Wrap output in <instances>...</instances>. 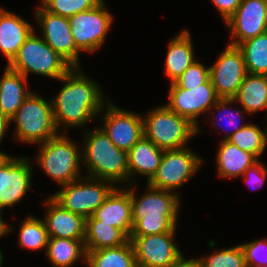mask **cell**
Segmentation results:
<instances>
[{"label": "cell", "instance_id": "1", "mask_svg": "<svg viewBox=\"0 0 267 267\" xmlns=\"http://www.w3.org/2000/svg\"><path fill=\"white\" fill-rule=\"evenodd\" d=\"M59 80L66 84L58 96L51 100L57 128L61 123L65 127L83 125L104 108L102 91L98 84L80 73L79 67H72Z\"/></svg>", "mask_w": 267, "mask_h": 267}, {"label": "cell", "instance_id": "2", "mask_svg": "<svg viewBox=\"0 0 267 267\" xmlns=\"http://www.w3.org/2000/svg\"><path fill=\"white\" fill-rule=\"evenodd\" d=\"M147 187V193L139 199L135 198L134 190H130L133 220L131 236L175 232L179 208L178 195L171 191Z\"/></svg>", "mask_w": 267, "mask_h": 267}, {"label": "cell", "instance_id": "3", "mask_svg": "<svg viewBox=\"0 0 267 267\" xmlns=\"http://www.w3.org/2000/svg\"><path fill=\"white\" fill-rule=\"evenodd\" d=\"M87 139L82 156L89 169V177L112 184L130 181L128 151L117 148L101 128L94 130Z\"/></svg>", "mask_w": 267, "mask_h": 267}, {"label": "cell", "instance_id": "4", "mask_svg": "<svg viewBox=\"0 0 267 267\" xmlns=\"http://www.w3.org/2000/svg\"><path fill=\"white\" fill-rule=\"evenodd\" d=\"M148 115L142 118L144 137L164 151L184 148L188 140L199 132L190 120L173 112L166 105Z\"/></svg>", "mask_w": 267, "mask_h": 267}, {"label": "cell", "instance_id": "5", "mask_svg": "<svg viewBox=\"0 0 267 267\" xmlns=\"http://www.w3.org/2000/svg\"><path fill=\"white\" fill-rule=\"evenodd\" d=\"M7 65L26 78L29 72H33L58 80L72 68L43 39L37 37L34 31L19 48L13 61Z\"/></svg>", "mask_w": 267, "mask_h": 267}, {"label": "cell", "instance_id": "6", "mask_svg": "<svg viewBox=\"0 0 267 267\" xmlns=\"http://www.w3.org/2000/svg\"><path fill=\"white\" fill-rule=\"evenodd\" d=\"M16 123V137L21 142L44 143L57 136L52 103L30 93L10 119Z\"/></svg>", "mask_w": 267, "mask_h": 267}, {"label": "cell", "instance_id": "7", "mask_svg": "<svg viewBox=\"0 0 267 267\" xmlns=\"http://www.w3.org/2000/svg\"><path fill=\"white\" fill-rule=\"evenodd\" d=\"M78 147L66 136H55L41 144L37 162L60 185L78 180Z\"/></svg>", "mask_w": 267, "mask_h": 267}, {"label": "cell", "instance_id": "8", "mask_svg": "<svg viewBox=\"0 0 267 267\" xmlns=\"http://www.w3.org/2000/svg\"><path fill=\"white\" fill-rule=\"evenodd\" d=\"M87 183L79 184L75 180L63 185V189L55 193L52 198L63 208L83 216L85 219L91 217L94 212L103 204L106 197L114 189L113 184L105 185L104 180L95 179L94 183L87 177ZM97 180V183L95 182ZM90 181V182H89ZM102 182V183H99ZM78 183V184H77Z\"/></svg>", "mask_w": 267, "mask_h": 267}, {"label": "cell", "instance_id": "9", "mask_svg": "<svg viewBox=\"0 0 267 267\" xmlns=\"http://www.w3.org/2000/svg\"><path fill=\"white\" fill-rule=\"evenodd\" d=\"M201 162L202 159L186 146L181 149L165 150L157 172L147 185L155 189L173 191L196 173Z\"/></svg>", "mask_w": 267, "mask_h": 267}, {"label": "cell", "instance_id": "10", "mask_svg": "<svg viewBox=\"0 0 267 267\" xmlns=\"http://www.w3.org/2000/svg\"><path fill=\"white\" fill-rule=\"evenodd\" d=\"M103 0L94 8L68 18L79 51L94 52L104 43L113 17L104 9Z\"/></svg>", "mask_w": 267, "mask_h": 267}, {"label": "cell", "instance_id": "11", "mask_svg": "<svg viewBox=\"0 0 267 267\" xmlns=\"http://www.w3.org/2000/svg\"><path fill=\"white\" fill-rule=\"evenodd\" d=\"M209 67L210 81L219 98L233 99L248 74L244 57L238 47L228 45Z\"/></svg>", "mask_w": 267, "mask_h": 267}, {"label": "cell", "instance_id": "12", "mask_svg": "<svg viewBox=\"0 0 267 267\" xmlns=\"http://www.w3.org/2000/svg\"><path fill=\"white\" fill-rule=\"evenodd\" d=\"M175 232L130 236L138 267H170L182 253L173 243Z\"/></svg>", "mask_w": 267, "mask_h": 267}, {"label": "cell", "instance_id": "13", "mask_svg": "<svg viewBox=\"0 0 267 267\" xmlns=\"http://www.w3.org/2000/svg\"><path fill=\"white\" fill-rule=\"evenodd\" d=\"M219 99L210 79L198 87H179L173 82L169 93L170 102L166 106L198 127L197 117L212 108Z\"/></svg>", "mask_w": 267, "mask_h": 267}, {"label": "cell", "instance_id": "14", "mask_svg": "<svg viewBox=\"0 0 267 267\" xmlns=\"http://www.w3.org/2000/svg\"><path fill=\"white\" fill-rule=\"evenodd\" d=\"M226 24L232 29L229 45L235 47L267 32V0H242Z\"/></svg>", "mask_w": 267, "mask_h": 267}, {"label": "cell", "instance_id": "15", "mask_svg": "<svg viewBox=\"0 0 267 267\" xmlns=\"http://www.w3.org/2000/svg\"><path fill=\"white\" fill-rule=\"evenodd\" d=\"M43 29L44 41L73 68L79 66V50L76 48L68 18L55 15L40 7L36 11Z\"/></svg>", "mask_w": 267, "mask_h": 267}, {"label": "cell", "instance_id": "16", "mask_svg": "<svg viewBox=\"0 0 267 267\" xmlns=\"http://www.w3.org/2000/svg\"><path fill=\"white\" fill-rule=\"evenodd\" d=\"M29 158H12L5 155L0 160V210L13 207L31 187Z\"/></svg>", "mask_w": 267, "mask_h": 267}, {"label": "cell", "instance_id": "17", "mask_svg": "<svg viewBox=\"0 0 267 267\" xmlns=\"http://www.w3.org/2000/svg\"><path fill=\"white\" fill-rule=\"evenodd\" d=\"M104 127L106 133L115 146L129 151L143 136V119L139 115L120 110L111 103L108 104Z\"/></svg>", "mask_w": 267, "mask_h": 267}, {"label": "cell", "instance_id": "18", "mask_svg": "<svg viewBox=\"0 0 267 267\" xmlns=\"http://www.w3.org/2000/svg\"><path fill=\"white\" fill-rule=\"evenodd\" d=\"M49 206L44 220L49 238L85 239L86 219L57 203L52 197L45 202Z\"/></svg>", "mask_w": 267, "mask_h": 267}, {"label": "cell", "instance_id": "19", "mask_svg": "<svg viewBox=\"0 0 267 267\" xmlns=\"http://www.w3.org/2000/svg\"><path fill=\"white\" fill-rule=\"evenodd\" d=\"M95 219L122 230L128 237L133 230L130 191L114 187L103 204L92 215Z\"/></svg>", "mask_w": 267, "mask_h": 267}, {"label": "cell", "instance_id": "20", "mask_svg": "<svg viewBox=\"0 0 267 267\" xmlns=\"http://www.w3.org/2000/svg\"><path fill=\"white\" fill-rule=\"evenodd\" d=\"M33 31V27L21 17L0 9V51L9 60L8 64Z\"/></svg>", "mask_w": 267, "mask_h": 267}, {"label": "cell", "instance_id": "21", "mask_svg": "<svg viewBox=\"0 0 267 267\" xmlns=\"http://www.w3.org/2000/svg\"><path fill=\"white\" fill-rule=\"evenodd\" d=\"M26 77L8 66L0 80V112L11 119L31 93L24 89ZM23 82L25 84H23Z\"/></svg>", "mask_w": 267, "mask_h": 267}, {"label": "cell", "instance_id": "22", "mask_svg": "<svg viewBox=\"0 0 267 267\" xmlns=\"http://www.w3.org/2000/svg\"><path fill=\"white\" fill-rule=\"evenodd\" d=\"M163 153L164 150L159 149L151 140L143 136L128 151L129 178L135 172L146 175L149 182L157 172Z\"/></svg>", "mask_w": 267, "mask_h": 267}, {"label": "cell", "instance_id": "23", "mask_svg": "<svg viewBox=\"0 0 267 267\" xmlns=\"http://www.w3.org/2000/svg\"><path fill=\"white\" fill-rule=\"evenodd\" d=\"M129 241V237L120 229L95 219L86 218L84 244L86 252L103 248L117 247Z\"/></svg>", "mask_w": 267, "mask_h": 267}, {"label": "cell", "instance_id": "24", "mask_svg": "<svg viewBox=\"0 0 267 267\" xmlns=\"http://www.w3.org/2000/svg\"><path fill=\"white\" fill-rule=\"evenodd\" d=\"M217 154V167L220 177H237L252 167L258 158L252 153L241 150L239 147L223 140Z\"/></svg>", "mask_w": 267, "mask_h": 267}, {"label": "cell", "instance_id": "25", "mask_svg": "<svg viewBox=\"0 0 267 267\" xmlns=\"http://www.w3.org/2000/svg\"><path fill=\"white\" fill-rule=\"evenodd\" d=\"M191 42L189 31L184 30L169 43L165 71L172 83L195 62Z\"/></svg>", "mask_w": 267, "mask_h": 267}, {"label": "cell", "instance_id": "26", "mask_svg": "<svg viewBox=\"0 0 267 267\" xmlns=\"http://www.w3.org/2000/svg\"><path fill=\"white\" fill-rule=\"evenodd\" d=\"M233 99L249 114L267 108V75L248 73Z\"/></svg>", "mask_w": 267, "mask_h": 267}, {"label": "cell", "instance_id": "27", "mask_svg": "<svg viewBox=\"0 0 267 267\" xmlns=\"http://www.w3.org/2000/svg\"><path fill=\"white\" fill-rule=\"evenodd\" d=\"M89 267H138L131 241L124 245L87 252Z\"/></svg>", "mask_w": 267, "mask_h": 267}, {"label": "cell", "instance_id": "28", "mask_svg": "<svg viewBox=\"0 0 267 267\" xmlns=\"http://www.w3.org/2000/svg\"><path fill=\"white\" fill-rule=\"evenodd\" d=\"M46 255L55 267H69L79 257L86 263L87 252L84 240L49 238Z\"/></svg>", "mask_w": 267, "mask_h": 267}, {"label": "cell", "instance_id": "29", "mask_svg": "<svg viewBox=\"0 0 267 267\" xmlns=\"http://www.w3.org/2000/svg\"><path fill=\"white\" fill-rule=\"evenodd\" d=\"M248 73L267 75V32L240 43Z\"/></svg>", "mask_w": 267, "mask_h": 267}, {"label": "cell", "instance_id": "30", "mask_svg": "<svg viewBox=\"0 0 267 267\" xmlns=\"http://www.w3.org/2000/svg\"><path fill=\"white\" fill-rule=\"evenodd\" d=\"M265 129V132H262L259 127L247 124L232 134L227 141L257 158L262 154L267 143V127Z\"/></svg>", "mask_w": 267, "mask_h": 267}, {"label": "cell", "instance_id": "31", "mask_svg": "<svg viewBox=\"0 0 267 267\" xmlns=\"http://www.w3.org/2000/svg\"><path fill=\"white\" fill-rule=\"evenodd\" d=\"M19 245L32 250L47 247L48 231L43 220L29 216L23 221L19 232Z\"/></svg>", "mask_w": 267, "mask_h": 267}, {"label": "cell", "instance_id": "32", "mask_svg": "<svg viewBox=\"0 0 267 267\" xmlns=\"http://www.w3.org/2000/svg\"><path fill=\"white\" fill-rule=\"evenodd\" d=\"M42 7L49 13L70 18L77 13L89 10L102 0H41Z\"/></svg>", "mask_w": 267, "mask_h": 267}, {"label": "cell", "instance_id": "33", "mask_svg": "<svg viewBox=\"0 0 267 267\" xmlns=\"http://www.w3.org/2000/svg\"><path fill=\"white\" fill-rule=\"evenodd\" d=\"M202 267H247L241 245L199 259Z\"/></svg>", "mask_w": 267, "mask_h": 267}, {"label": "cell", "instance_id": "34", "mask_svg": "<svg viewBox=\"0 0 267 267\" xmlns=\"http://www.w3.org/2000/svg\"><path fill=\"white\" fill-rule=\"evenodd\" d=\"M209 79V68L195 61L174 81V83L179 87H198Z\"/></svg>", "mask_w": 267, "mask_h": 267}, {"label": "cell", "instance_id": "35", "mask_svg": "<svg viewBox=\"0 0 267 267\" xmlns=\"http://www.w3.org/2000/svg\"><path fill=\"white\" fill-rule=\"evenodd\" d=\"M244 252L247 267H267V257L259 260V253L263 250L267 251V240H257L250 243L240 244ZM263 249V250H262ZM264 251V252H265ZM266 253V252H265ZM259 257V258H258ZM258 259V260H257Z\"/></svg>", "mask_w": 267, "mask_h": 267}, {"label": "cell", "instance_id": "36", "mask_svg": "<svg viewBox=\"0 0 267 267\" xmlns=\"http://www.w3.org/2000/svg\"><path fill=\"white\" fill-rule=\"evenodd\" d=\"M267 174V169H265L264 165H262L259 161L256 162L252 167L248 168L243 176L246 178L245 180L249 183L258 185L257 183L264 184L265 176Z\"/></svg>", "mask_w": 267, "mask_h": 267}, {"label": "cell", "instance_id": "37", "mask_svg": "<svg viewBox=\"0 0 267 267\" xmlns=\"http://www.w3.org/2000/svg\"><path fill=\"white\" fill-rule=\"evenodd\" d=\"M235 102V100L234 99H222V98H220L217 102H216V104L212 107V109H214V108H216L218 111L221 109H224L225 111L228 109L227 107V105L229 104H232V103H234ZM228 111V113L226 114V117H228V124H232V126H236L237 124H238V122L237 121H234V119H233V117H234V114H233V112H229V109L227 110ZM240 113H241V111L240 110H238L237 112H236V114H235V118L237 117L238 118V116H240ZM233 114V115H232ZM231 115H232V117H231ZM237 115V116H236ZM247 124H245V125H239V126H236V128H235V130H234V132H232L231 134H229L228 136L226 135V137L224 138V140H227L232 134H234L236 131H238V130H240L241 128H243V127H245Z\"/></svg>", "mask_w": 267, "mask_h": 267}, {"label": "cell", "instance_id": "38", "mask_svg": "<svg viewBox=\"0 0 267 267\" xmlns=\"http://www.w3.org/2000/svg\"><path fill=\"white\" fill-rule=\"evenodd\" d=\"M242 0H212L225 22L234 14Z\"/></svg>", "mask_w": 267, "mask_h": 267}, {"label": "cell", "instance_id": "39", "mask_svg": "<svg viewBox=\"0 0 267 267\" xmlns=\"http://www.w3.org/2000/svg\"><path fill=\"white\" fill-rule=\"evenodd\" d=\"M170 267H202L199 259H188L186 260L182 255L174 264Z\"/></svg>", "mask_w": 267, "mask_h": 267}, {"label": "cell", "instance_id": "40", "mask_svg": "<svg viewBox=\"0 0 267 267\" xmlns=\"http://www.w3.org/2000/svg\"><path fill=\"white\" fill-rule=\"evenodd\" d=\"M10 122L11 120L0 112V142L6 132L5 130L8 129L7 126Z\"/></svg>", "mask_w": 267, "mask_h": 267}, {"label": "cell", "instance_id": "41", "mask_svg": "<svg viewBox=\"0 0 267 267\" xmlns=\"http://www.w3.org/2000/svg\"><path fill=\"white\" fill-rule=\"evenodd\" d=\"M10 231H11L10 228L7 225H5L4 221L1 218V210H0V237Z\"/></svg>", "mask_w": 267, "mask_h": 267}, {"label": "cell", "instance_id": "42", "mask_svg": "<svg viewBox=\"0 0 267 267\" xmlns=\"http://www.w3.org/2000/svg\"><path fill=\"white\" fill-rule=\"evenodd\" d=\"M2 260H3V256H2V253L0 251V267H1V264H2Z\"/></svg>", "mask_w": 267, "mask_h": 267}, {"label": "cell", "instance_id": "43", "mask_svg": "<svg viewBox=\"0 0 267 267\" xmlns=\"http://www.w3.org/2000/svg\"><path fill=\"white\" fill-rule=\"evenodd\" d=\"M6 155V153L0 152V160Z\"/></svg>", "mask_w": 267, "mask_h": 267}]
</instances>
